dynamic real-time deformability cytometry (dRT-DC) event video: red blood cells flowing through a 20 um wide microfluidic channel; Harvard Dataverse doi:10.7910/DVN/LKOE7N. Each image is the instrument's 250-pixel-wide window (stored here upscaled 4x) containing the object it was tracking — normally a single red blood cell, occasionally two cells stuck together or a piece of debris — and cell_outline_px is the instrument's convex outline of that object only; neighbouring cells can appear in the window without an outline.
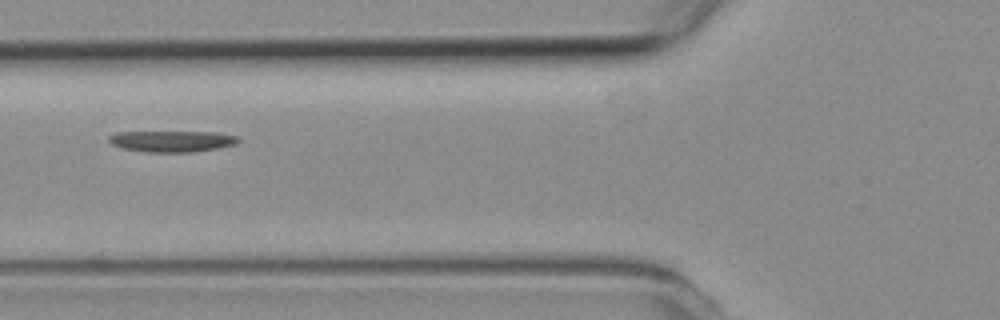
{"species": "common noctule bat (a hibernating species)", "species_latin": "Nyctalus noctula", "temperature_condition": "room temperature", "stored_images_in_passage": 5, "camera_frame_rate_fps": 3000, "um_per_image_px": 0.085, "animal": {"sex": "female", "body_mass_g": 19.3, "forearm_length_mm": 54.1}, "frame": {"image": 1, "passage_image": 5, "time_ms": 5.333, "image_size_px": [1000, 320], "cell_outline_px": [[240, 140], [236, 144], [216, 148], [192, 152], [144, 152], [120, 148], [112, 144], [108, 140], [108, 136], [116, 132], [216, 132], [236, 136]], "centroid_in_image_um": [14.57, 12.0], "position_along_channel_um": 111.2, "area_um2": 16.01}}